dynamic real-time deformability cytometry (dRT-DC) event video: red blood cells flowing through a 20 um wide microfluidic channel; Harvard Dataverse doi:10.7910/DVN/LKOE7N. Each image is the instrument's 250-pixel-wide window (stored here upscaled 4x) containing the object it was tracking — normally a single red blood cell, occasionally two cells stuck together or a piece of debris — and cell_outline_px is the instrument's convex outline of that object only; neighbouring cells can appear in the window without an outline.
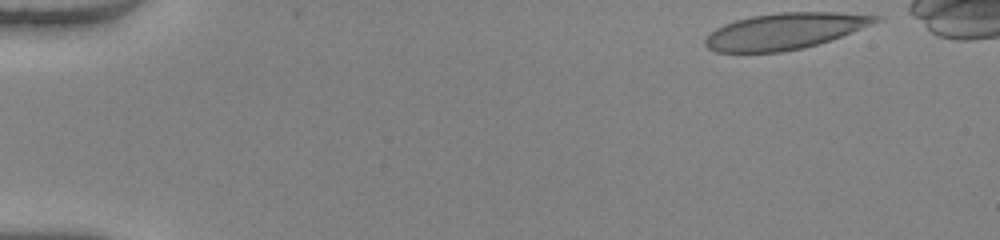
{"species": "human", "species_latin": "Homo sapiens", "temperature_condition": "warm", "stored_images_in_passage": 46, "camera_frame_rate_fps": 3000, "um_per_image_px": 0.085, "donor": {"sex": "female"}, "frame": {"image": 1, "passage_image": 1, "time_ms": 0.0, "image_size_px": [1000, 240], "cell_outline_px": [[884, 20], [852, 32], [804, 48], [780, 52], [716, 52], [708, 48], [704, 44], [704, 40], [716, 28], [724, 24], [736, 20], [752, 16], [780, 12], [836, 12], [884, 16]], "centroid_in_image_um": [66.74, 2.64], "position_along_channel_um": 18.3, "area_um2": 35.84}}
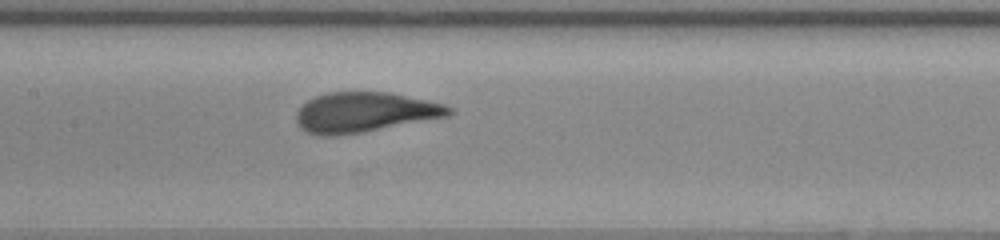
{"frame": {"image": 2, "passage_image": 22, "time_ms": 7.0, "image_size_px": [1000, 240], "cell_outline_px": [[452, 112], [448, 116], [360, 132], [336, 136], [320, 136], [308, 132], [300, 128], [296, 120], [296, 112], [308, 100], [316, 96], [328, 92], [392, 92], [444, 104], [452, 108]], "centroid_in_image_um": [30.97, 9.53], "position_along_channel_um": 176.4, "area_um2": 35.32}}
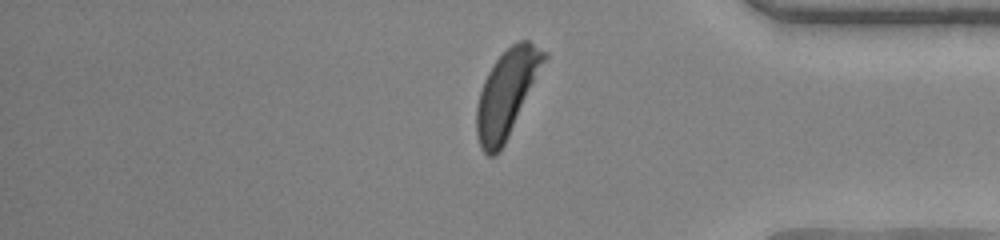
{"frame": {"image": 3, "passage_image": 39, "time_ms": 12.667, "image_size_px": [1000, 240], "cell_outline_px": [[548, 56], [500, 152], [496, 156], [488, 156], [480, 148], [476, 132], [476, 108], [480, 92], [484, 80], [488, 72], [496, 60], [512, 44], [520, 40], [528, 40], [548, 52]], "centroid_in_image_um": [43.06, 7.94], "position_along_channel_um": 392.1, "area_um2": 33.58}, "authors_computed_cell_mechanics": {"area_um2": 35.7782, "velocity_mm_per_s": 4.0808, "shape_relaxation_time_tau1_ms": 3.2755, "shape_relaxation_time_tau2_ms": null, "deformation_change_tau1": 0.183, "deformation_change_tau2": null}}